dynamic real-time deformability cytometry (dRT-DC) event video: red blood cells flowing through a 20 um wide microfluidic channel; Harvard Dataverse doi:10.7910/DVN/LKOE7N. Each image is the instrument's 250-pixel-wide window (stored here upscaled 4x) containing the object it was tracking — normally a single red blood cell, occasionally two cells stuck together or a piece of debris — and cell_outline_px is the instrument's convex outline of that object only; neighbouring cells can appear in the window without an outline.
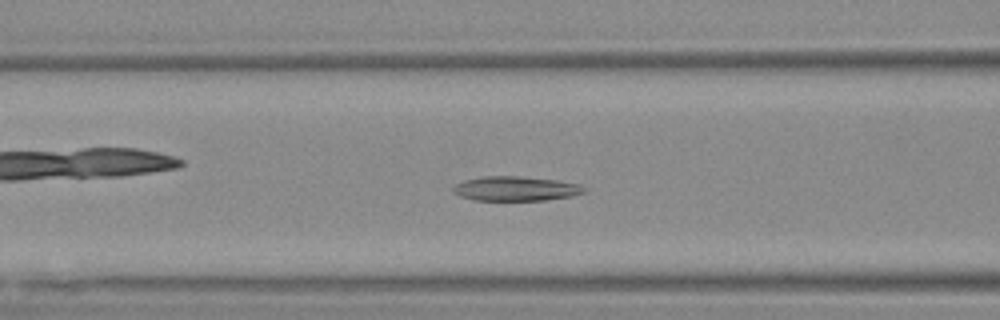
{"species": "Egyptian fruit bat (a non-hibernating species)", "species_latin": "Rousettus aegyptiacus", "temperature_condition": "warm", "stored_images_in_passage": 51, "segment_of_instrument_passage": [1, 2], "camera_frame_rate_fps": 3000, "um_per_image_px": 0.085, "animal": {"sex": "female"}, "frame": {"image": 1, "passage_image": 17, "time_ms": 5.333, "image_size_px": [1000, 320], "cell_outline_px": [[584, 192], [572, 196], [544, 200], [476, 200], [460, 196], [452, 192], [452, 188], [456, 184], [464, 180], [484, 176], [520, 176], [556, 180], [580, 184], [584, 188]], "centroid_in_image_um": [43.81, 16.03], "position_along_channel_um": 122.8, "area_um2": 18.61}}
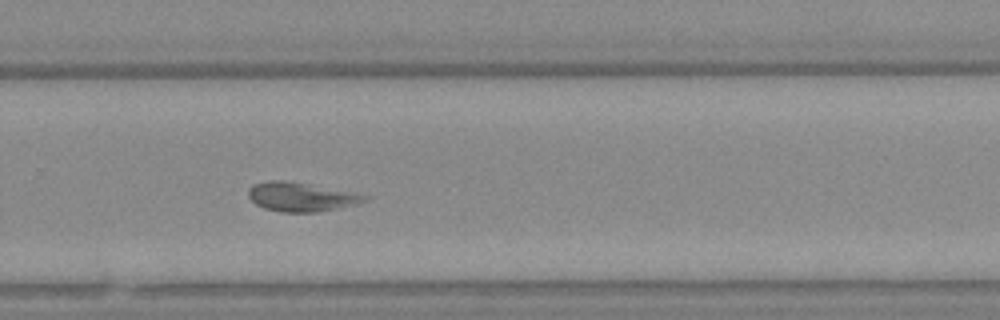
{"frame": {"image": 2, "passage_image": 32, "time_ms": 10.333, "image_size_px": [1000, 320], "cell_outline_px": [[364, 200], [352, 204], [336, 208], [316, 212], [280, 212], [264, 208], [256, 204], [248, 196], [248, 188], [252, 184], [268, 180], [284, 180], [364, 196]], "centroid_in_image_um": [25.37, 16.74], "position_along_channel_um": 304.4, "area_um2": 18.67}}
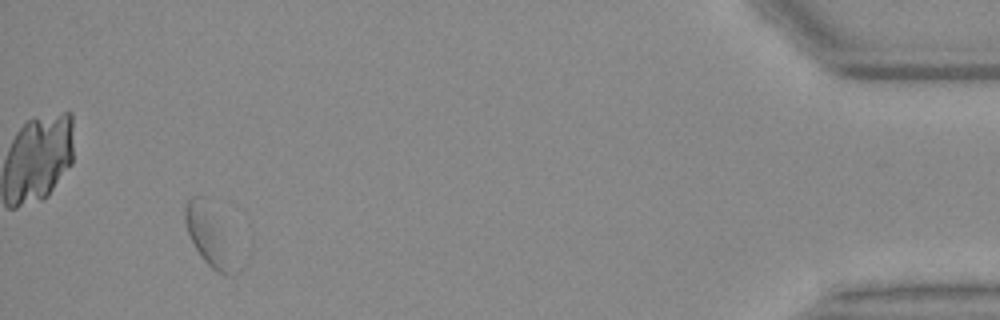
{"frame": {"image": 3, "passage_image": 47, "time_ms": 15.333, "image_size_px": [1000, 320], "cell_outline_px": [[244, 268], [236, 276], [224, 276], [216, 272], [200, 256], [188, 236], [184, 220], [184, 204], [192, 196], [200, 196]], "centroid_in_image_um": [17.83, 20.29], "position_along_channel_um": 417.4, "area_um2": 17.28}}